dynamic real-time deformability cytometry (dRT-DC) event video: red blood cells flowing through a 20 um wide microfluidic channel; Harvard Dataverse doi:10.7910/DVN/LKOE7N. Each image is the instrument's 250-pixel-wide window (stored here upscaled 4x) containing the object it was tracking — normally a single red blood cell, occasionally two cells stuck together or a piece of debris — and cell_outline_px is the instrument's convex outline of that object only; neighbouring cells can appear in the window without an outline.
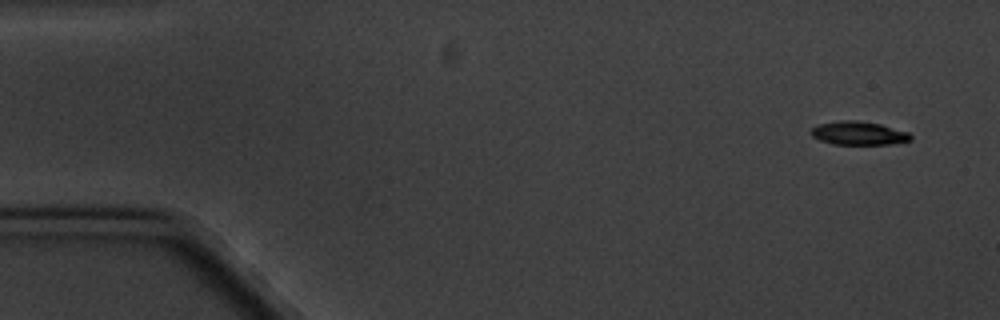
{"species": "common noctule bat (a hibernating species)", "species_latin": "Nyctalus noctula", "temperature_condition": "cold", "stored_images_in_passage": 5, "camera_frame_rate_fps": 3000, "um_per_image_px": 0.085, "animal": {"sex": "male", "body_mass_g": 20.1, "forearm_length_mm": 53.5}, "frame": {"image": 1, "passage_image": 1, "time_ms": 0.0, "image_size_px": [1000, 320], "cell_outline_px": [[912, 140], [892, 144], [832, 144], [820, 140], [812, 136], [812, 128], [820, 124], [840, 120], [856, 120], [880, 124], [908, 132], [912, 136]], "centroid_in_image_um": [73.01, 11.32], "position_along_channel_um": 12.0, "area_um2": 13.53}}